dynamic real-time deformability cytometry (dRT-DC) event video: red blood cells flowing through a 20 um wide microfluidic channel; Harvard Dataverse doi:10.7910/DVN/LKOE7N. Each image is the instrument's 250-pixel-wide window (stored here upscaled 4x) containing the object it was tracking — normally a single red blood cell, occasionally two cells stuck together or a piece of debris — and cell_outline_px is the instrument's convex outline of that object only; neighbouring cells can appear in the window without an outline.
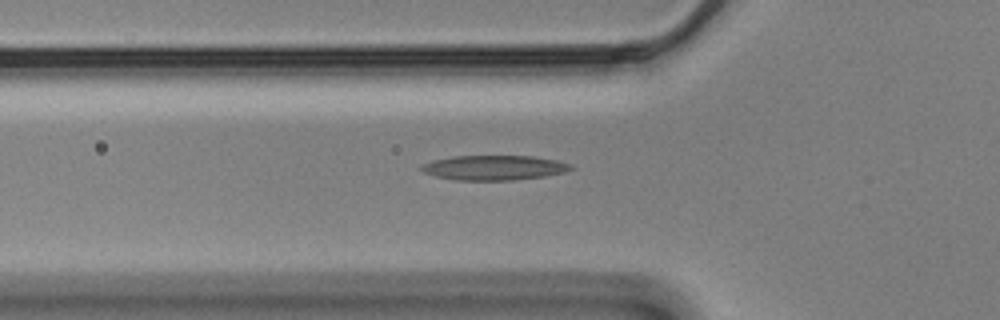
{"species": "Egyptian fruit bat (a non-hibernating species)", "species_latin": "Rousettus aegyptiacus", "temperature_condition": "cold", "stored_images_in_passage": 40, "camera_frame_rate_fps": 3000, "um_per_image_px": 0.085, "animal": {"sex": "male"}, "frame": {"image": 1, "passage_image": 2, "time_ms": 0.333, "image_size_px": [1000, 320], "cell_outline_px": [[572, 168], [564, 172], [544, 176], [512, 180], [456, 180], [436, 176], [424, 172], [420, 168], [420, 164], [432, 160], [452, 156], [532, 156], [556, 160], [572, 164]], "centroid_in_image_um": [41.96, 14.25], "position_along_channel_um": 83.8, "area_um2": 21.5}}
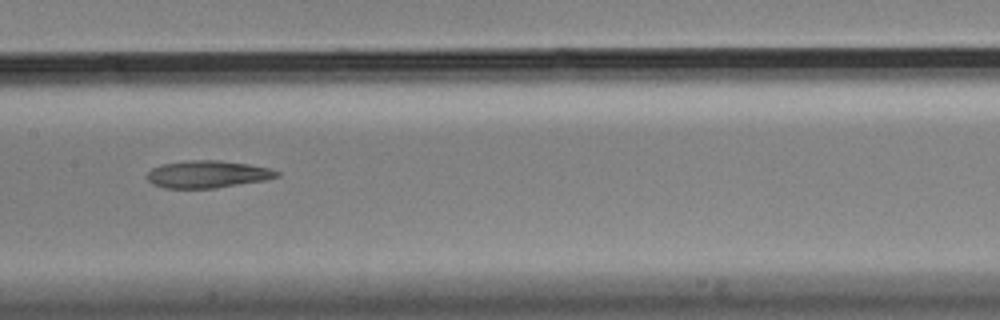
{"frame": {"image": 2, "passage_image": 11, "time_ms": 3.333, "image_size_px": [1000, 320], "cell_outline_px": [[280, 176], [264, 180], [216, 188], [164, 188], [152, 184], [144, 176], [152, 168], [160, 164], [188, 160], [220, 160], [248, 164], [268, 168], [280, 172]], "centroid_in_image_um": [17.59, 14.81], "position_along_channel_um": 189.8, "area_um2": 20.75}}
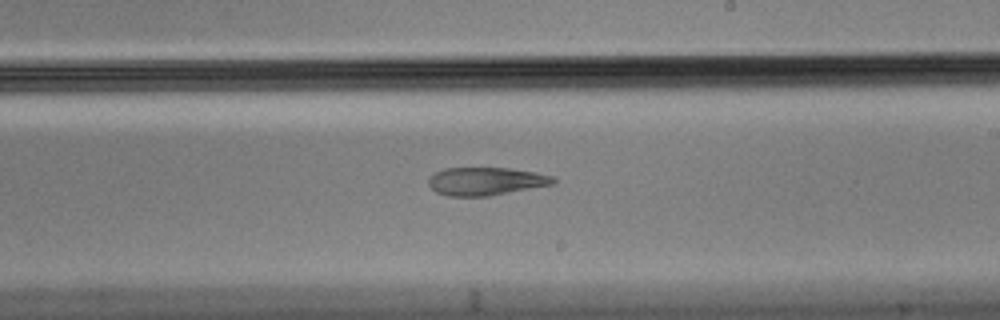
{"frame": {"image": 3, "passage_image": 16, "time_ms": 5.0, "image_size_px": [1000, 320], "cell_outline_px": [[556, 184], [488, 196], [448, 196], [436, 192], [428, 184], [428, 176], [444, 168], [508, 168], [536, 172], [552, 176], [556, 180]], "centroid_in_image_um": [41.3, 15.41], "position_along_channel_um": 247.7, "area_um2": 20.46}}